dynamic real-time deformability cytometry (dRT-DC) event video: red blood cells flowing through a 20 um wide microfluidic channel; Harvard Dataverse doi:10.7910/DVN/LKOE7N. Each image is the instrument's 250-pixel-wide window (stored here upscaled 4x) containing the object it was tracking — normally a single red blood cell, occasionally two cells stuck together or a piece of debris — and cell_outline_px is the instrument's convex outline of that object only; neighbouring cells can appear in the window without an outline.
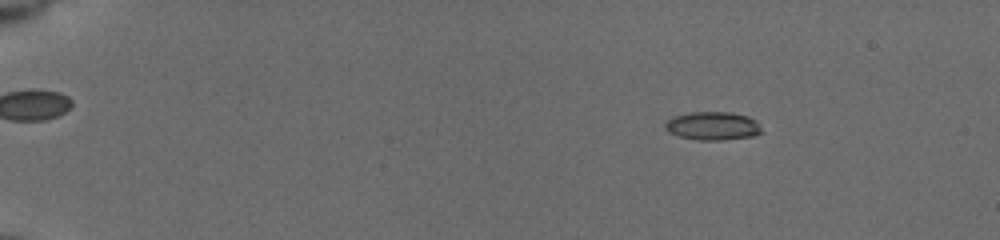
{"species": "common noctule bat (a hibernating species)", "species_latin": "Nyctalus noctula", "temperature_condition": "cold", "stored_images_in_passage": 59, "camera_frame_rate_fps": 3000, "um_per_image_px": 0.085, "animal": {"sex": "female", "body_mass_g": 19.5, "forearm_length_mm": 54.1}, "frame": {"image": 1, "passage_image": 11, "time_ms": 3.333, "image_size_px": [1000, 240], "cell_outline_px": [[764, 132], [752, 136], [720, 140], [700, 140], [680, 136], [668, 132], [664, 128], [664, 124], [672, 116], [692, 112], [732, 112], [748, 116], [756, 120]], "centroid_in_image_um": [60.59, 10.69], "position_along_channel_um": 24.4, "area_um2": 16.01}}
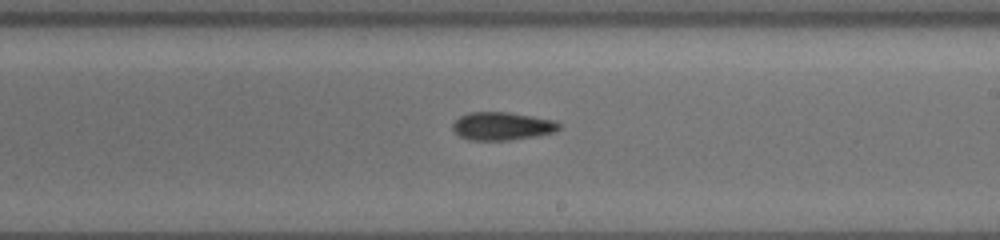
{"frame": {"image": 2, "passage_image": 38, "time_ms": 12.333, "image_size_px": [1000, 240], "cell_outline_px": [[560, 128], [556, 132], [536, 136], [508, 140], [468, 140], [460, 136], [452, 128], [452, 124], [460, 116], [468, 112], [508, 112], [556, 120], [560, 124]], "centroid_in_image_um": [42.7, 10.72], "position_along_channel_um": 246.3, "area_um2": 17.46}}
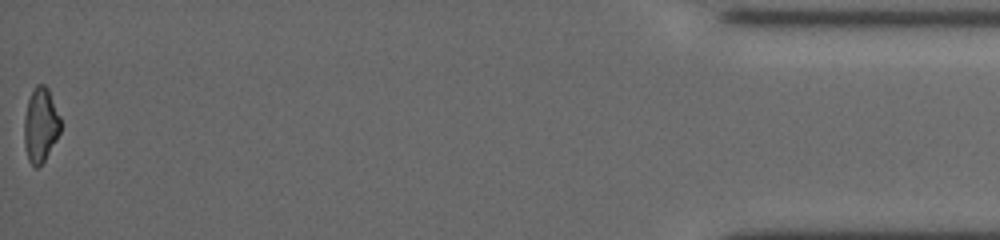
{"frame": {"image": 3, "passage_image": 59, "time_ms": 19.333, "image_size_px": [1000, 240], "cell_outline_px": [[60, 132], [56, 140], [44, 160], [36, 168], [28, 160], [24, 144], [24, 116], [28, 100], [36, 84], [44, 84], [48, 88], [60, 116]], "centroid_in_image_um": [3.44, 10.61], "position_along_channel_um": 431.8, "area_um2": 15.66}, "authors_computed_cell_mechanics": {"area_um2": 16.4152, "velocity_mm_per_s": 3.7682, "shape_relaxation_time_tau1_ms": 4.8674, "shape_relaxation_time_tau2_ms": 7.2098, "deformation_change_tau1": 0.1197, "deformation_change_tau2": 0.1667}}